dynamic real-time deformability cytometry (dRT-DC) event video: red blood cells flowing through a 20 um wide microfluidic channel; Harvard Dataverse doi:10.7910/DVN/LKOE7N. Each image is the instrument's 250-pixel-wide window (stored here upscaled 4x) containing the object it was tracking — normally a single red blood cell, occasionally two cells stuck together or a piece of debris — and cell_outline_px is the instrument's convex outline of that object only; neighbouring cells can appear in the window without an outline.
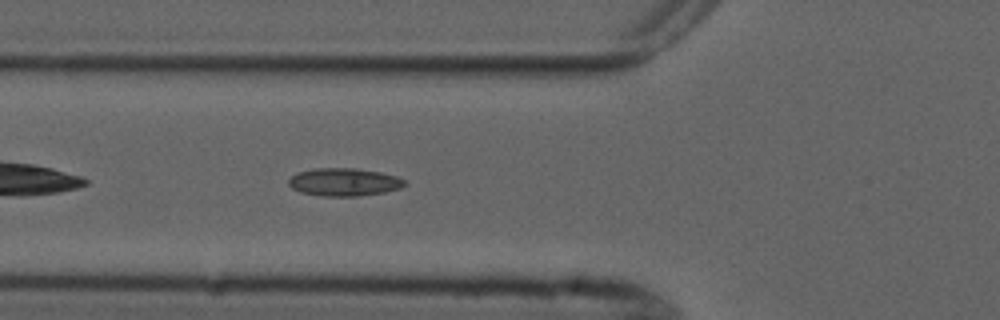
{"species": "common noctule bat (a hibernating species)", "species_latin": "Nyctalus noctula", "temperature_condition": "cold", "stored_images_in_passage": 3, "camera_frame_rate_fps": 3000, "um_per_image_px": 0.085, "animal": {"sex": "male", "forearm_length_mm": 52.5}, "frame": {"image": 1, "passage_image": 3, "time_ms": 4.0, "image_size_px": [1000, 320], "cell_outline_px": [[408, 184], [400, 188], [384, 192], [356, 196], [320, 196], [300, 192], [292, 188], [288, 184], [288, 180], [296, 172], [316, 168], [356, 168], [380, 172], [396, 176], [404, 180]], "centroid_in_image_um": [29.23, 15.47], "position_along_channel_um": 96.6, "area_um2": 18.9}}